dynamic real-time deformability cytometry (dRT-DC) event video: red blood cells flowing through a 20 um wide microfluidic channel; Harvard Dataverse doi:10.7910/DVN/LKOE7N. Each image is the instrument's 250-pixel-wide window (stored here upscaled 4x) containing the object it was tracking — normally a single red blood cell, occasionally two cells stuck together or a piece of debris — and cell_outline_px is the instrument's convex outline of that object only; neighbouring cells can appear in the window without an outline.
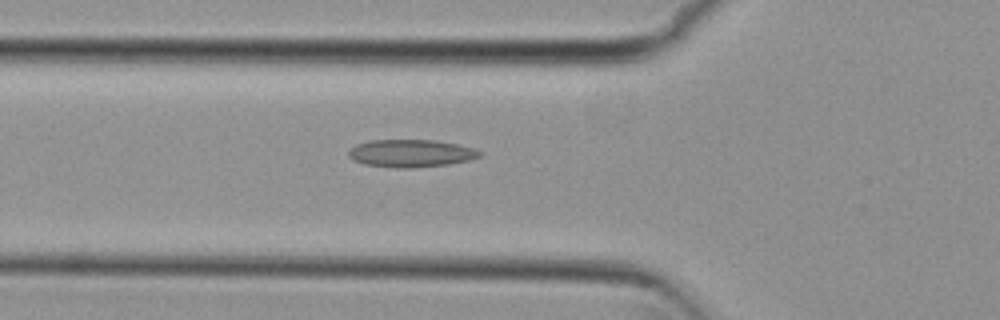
{"species": "common noctule bat (a hibernating species)", "species_latin": "Nyctalus noctula", "temperature_condition": "cold", "stored_images_in_passage": 35, "camera_frame_rate_fps": 3000, "um_per_image_px": 0.085, "animal": {"sex": "female", "body_mass_g": 29.2, "forearm_length_mm": 56.3}, "frame": {"image": 1, "passage_image": 5, "time_ms": 1.333, "image_size_px": [1000, 320], "cell_outline_px": [[484, 152], [480, 156], [468, 160], [448, 164], [412, 168], [396, 168], [364, 164], [352, 160], [348, 156], [348, 152], [356, 144], [368, 140], [436, 140], [456, 144], [472, 148]], "centroid_in_image_um": [34.9, 13.03], "position_along_channel_um": 90.9, "area_um2": 21.1}}
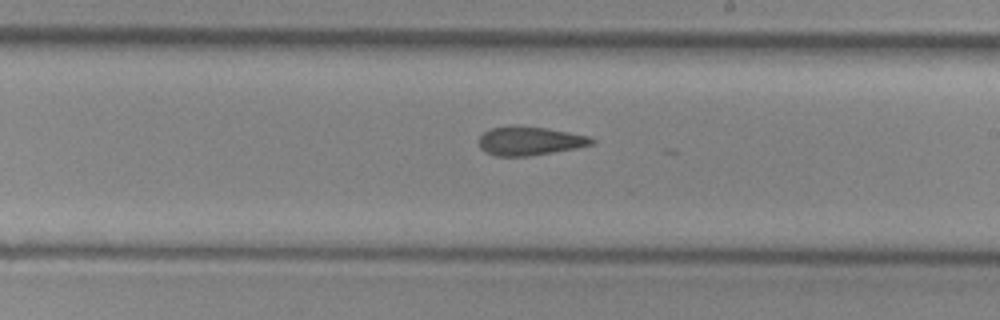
{"frame": {"image": 2, "passage_image": 17, "time_ms": 5.333, "image_size_px": [1000, 320], "cell_outline_px": [[596, 140], [592, 144], [576, 148], [528, 156], [496, 156], [484, 152], [480, 148], [480, 136], [484, 132], [492, 128], [548, 128], [592, 136]], "centroid_in_image_um": [45.08, 12.01], "position_along_channel_um": 243.9, "area_um2": 18.32}}
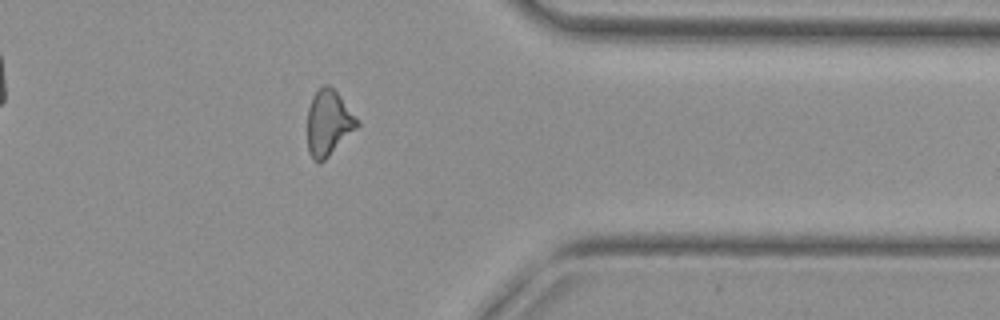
{"frame": {"image": 3, "passage_image": 29, "time_ms": 9.333, "image_size_px": [1000, 320], "cell_outline_px": [[360, 124], [320, 164], [312, 160], [308, 152], [308, 108], [312, 96], [324, 84], [328, 84], [336, 92], [360, 120]], "centroid_in_image_um": [27.91, 10.46], "position_along_channel_um": 383.5, "area_um2": 18.84}, "authors_computed_cell_mechanics": {"area_um2": 19.1896, "velocity_mm_per_s": 3.8192, "shape_relaxation_time_tau1_ms": null, "shape_relaxation_time_tau2_ms": 2.4982, "deformation_change_tau1": null, "deformation_change_tau2": 0.1089}}